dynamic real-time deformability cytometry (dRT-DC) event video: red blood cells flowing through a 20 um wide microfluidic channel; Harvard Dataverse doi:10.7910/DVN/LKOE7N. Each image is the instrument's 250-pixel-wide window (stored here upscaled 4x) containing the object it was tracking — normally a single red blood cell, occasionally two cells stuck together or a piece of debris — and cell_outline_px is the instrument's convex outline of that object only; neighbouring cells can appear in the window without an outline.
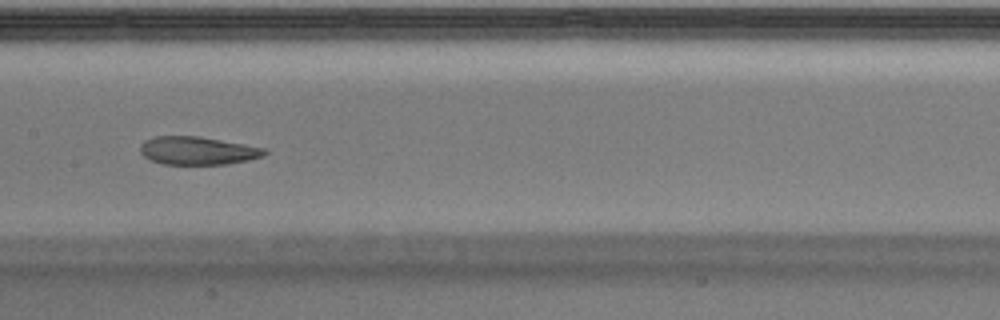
{"species": "Egyptian fruit bat (a non-hibernating species)", "species_latin": "Rousettus aegyptiacus", "temperature_condition": "warm", "stored_images_in_passage": 31, "camera_frame_rate_fps": 3000, "um_per_image_px": 0.085, "animal": {"sex": "male"}, "frame": {"image": 1, "passage_image": 10, "time_ms": 3.0, "image_size_px": [1000, 320], "cell_outline_px": [[268, 152], [264, 156], [248, 160], [228, 164], [164, 164], [152, 160], [144, 156], [140, 152], [140, 144], [144, 140], [156, 136], [196, 136], [268, 148]], "centroid_in_image_um": [16.82, 12.8], "position_along_channel_um": 190.6, "area_um2": 20.35}}